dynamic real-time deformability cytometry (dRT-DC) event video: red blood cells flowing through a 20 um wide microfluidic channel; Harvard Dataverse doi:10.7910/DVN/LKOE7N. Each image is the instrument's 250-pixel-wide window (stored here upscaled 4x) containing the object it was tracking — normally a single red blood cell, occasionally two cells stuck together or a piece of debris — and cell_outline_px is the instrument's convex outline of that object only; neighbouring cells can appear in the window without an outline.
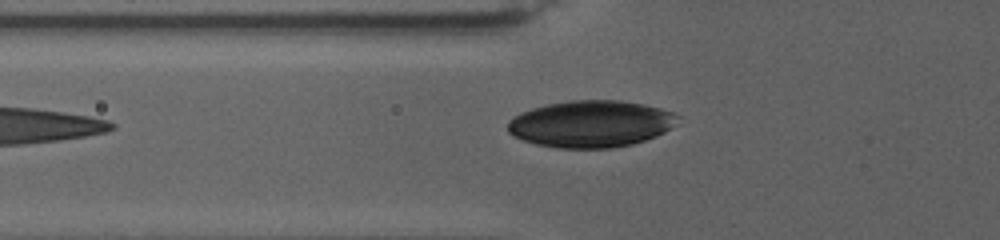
{"species": "human", "species_latin": "Homo sapiens", "temperature_condition": "warm", "stored_images_in_passage": 50, "camera_frame_rate_fps": 3000, "um_per_image_px": 0.085, "donor": {"sex": "female"}, "frame": {"image": 1, "passage_image": 2, "time_ms": 0.333, "image_size_px": [1000, 240], "cell_outline_px": [[680, 124], [656, 136], [632, 144], [612, 148], [556, 148], [536, 144], [512, 136], [508, 132], [508, 120], [512, 116], [520, 112], [532, 108], [548, 104], [568, 100], [620, 100], [644, 104], [660, 108], [672, 112], [680, 116]], "centroid_in_image_um": [50.24, 10.52], "position_along_channel_um": 75.6, "area_um2": 46.88}}
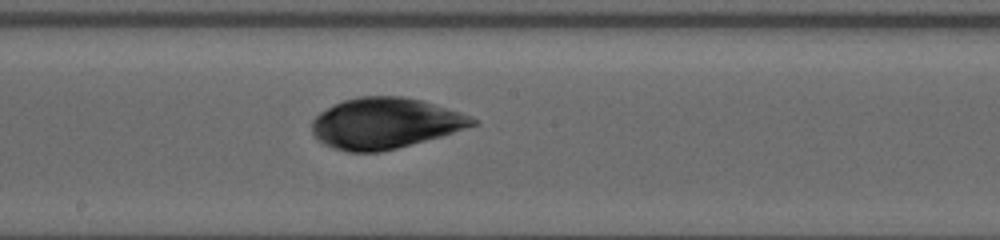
{"frame": {"image": 2, "passage_image": 28, "time_ms": 5.667, "image_size_px": [1000, 240], "cell_outline_px": [[480, 124], [440, 136], [396, 148], [380, 152], [348, 152], [332, 148], [324, 144], [312, 132], [312, 120], [320, 112], [344, 100], [360, 96], [404, 96], [420, 100], [472, 116], [480, 120]], "centroid_in_image_um": [32.75, 10.48], "position_along_channel_um": 215.5, "area_um2": 47.28}}
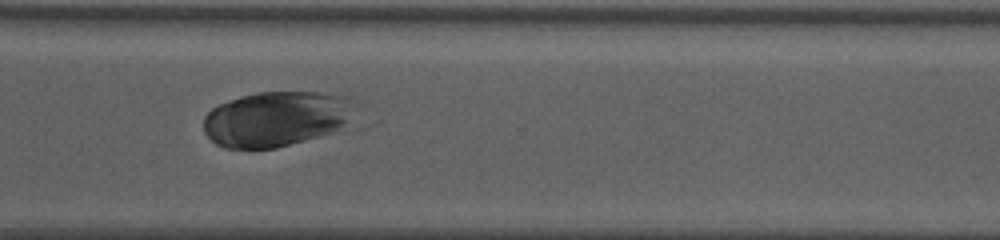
{"frame": {"image": 3, "passage_image": 41, "time_ms": 10.667, "image_size_px": [1000, 240], "cell_outline_px": [[348, 100], [344, 120], [332, 132], [276, 148], [224, 148], [216, 144], [204, 132], [204, 116], [212, 108], [220, 104], [256, 92], [320, 92], [348, 96]], "centroid_in_image_um": [23.31, 10.11], "position_along_channel_um": 347.3, "area_um2": 47.11}, "authors_computed_cell_mechanics": {"area_um2": 47.107, "velocity_mm_per_s": 2.6399, "shape_relaxation_time_tau1_ms": 8.991, "shape_relaxation_time_tau2_ms": null, "deformation_change_tau1": 0.1181, "deformation_change_tau2": null}}